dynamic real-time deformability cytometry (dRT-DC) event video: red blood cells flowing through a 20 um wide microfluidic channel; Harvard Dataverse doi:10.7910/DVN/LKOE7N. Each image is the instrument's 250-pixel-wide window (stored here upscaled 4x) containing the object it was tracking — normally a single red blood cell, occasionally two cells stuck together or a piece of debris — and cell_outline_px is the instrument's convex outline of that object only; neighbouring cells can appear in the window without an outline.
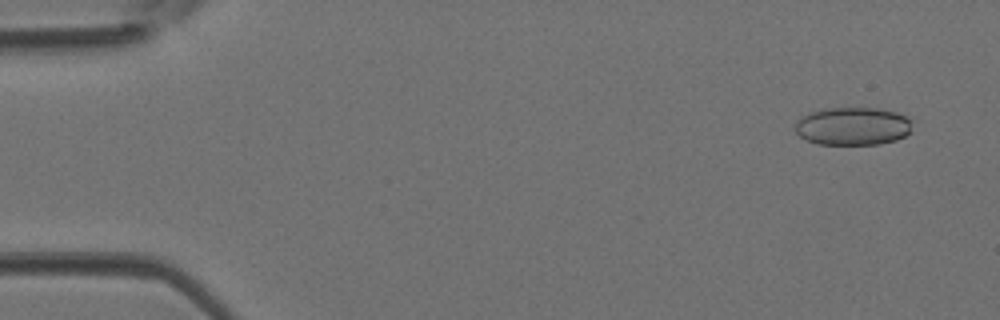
{"species": "Egyptian fruit bat (a non-hibernating species)", "species_latin": "Rousettus aegyptiacus", "temperature_condition": "room temperature", "stored_images_in_passage": 44, "camera_frame_rate_fps": 3000, "um_per_image_px": 0.085, "animal": {"sex": "female"}, "frame": {"image": 1, "passage_image": 3, "time_ms": 0.667, "image_size_px": [1000, 320], "cell_outline_px": [[912, 132], [896, 140], [880, 144], [816, 144], [800, 136], [796, 132], [796, 120], [808, 112], [820, 108], [880, 108], [896, 112], [908, 116], [912, 120]], "centroid_in_image_um": [72.52, 10.71], "position_along_channel_um": 12.5, "area_um2": 26.36}}
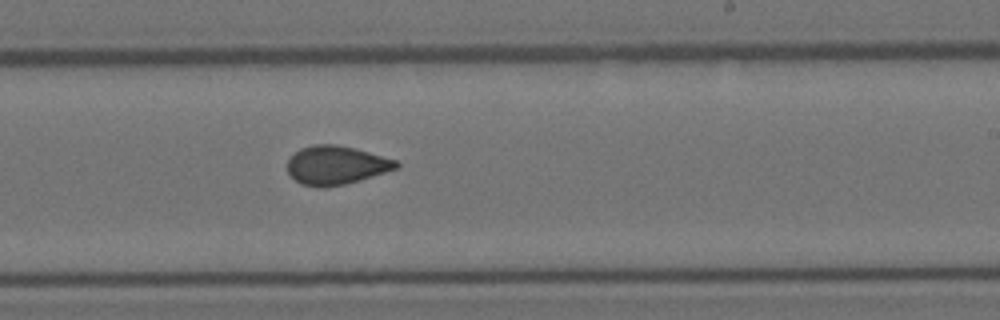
{"frame": {"image": 2, "passage_image": 27, "time_ms": 8.667, "image_size_px": [1000, 320], "cell_outline_px": [[400, 164], [396, 168], [384, 172], [344, 184], [324, 188], [320, 188], [300, 184], [288, 172], [288, 160], [300, 148], [316, 144], [336, 144], [368, 152], [396, 160]], "centroid_in_image_um": [28.53, 14.04], "position_along_channel_um": 260.5, "area_um2": 24.1}}
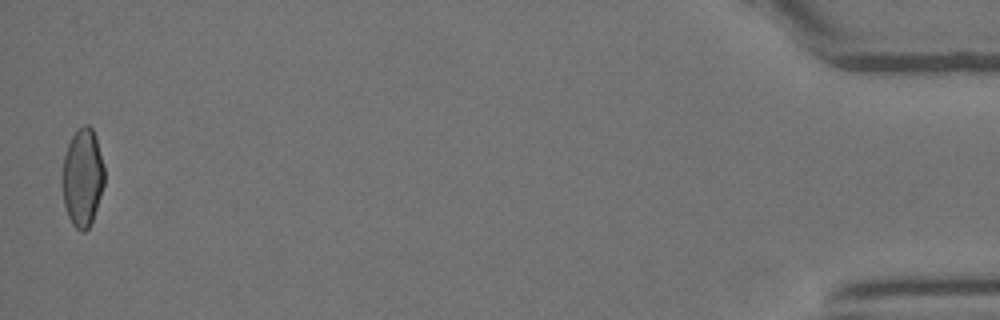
{"frame": {"image": 3, "passage_image": 44, "time_ms": 14.333, "image_size_px": [1000, 320], "cell_outline_px": [[104, 184], [92, 220], [88, 228], [84, 232], [80, 232], [72, 224], [68, 216], [64, 204], [60, 184], [60, 180], [64, 156], [68, 144], [72, 136], [84, 124], [88, 124], [92, 128], [96, 136], [104, 168]], "centroid_in_image_um": [6.99, 15.09], "position_along_channel_um": 428.2, "area_um2": 24.22}}